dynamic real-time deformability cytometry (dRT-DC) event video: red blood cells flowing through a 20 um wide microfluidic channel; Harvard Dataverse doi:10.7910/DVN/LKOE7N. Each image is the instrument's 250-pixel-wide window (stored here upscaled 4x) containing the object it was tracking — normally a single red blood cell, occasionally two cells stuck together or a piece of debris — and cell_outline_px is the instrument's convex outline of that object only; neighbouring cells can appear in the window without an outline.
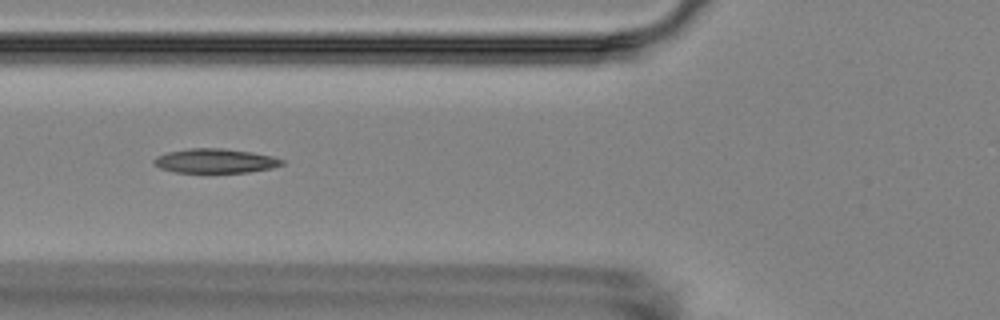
{"species": "Egyptian fruit bat (a non-hibernating species)", "species_latin": "Rousettus aegyptiacus", "temperature_condition": "room temperature", "stored_images_in_passage": 10, "camera_frame_rate_fps": 3000, "um_per_image_px": 0.085, "animal": {"sex": "female"}, "frame": {"image": 1, "passage_image": 5, "time_ms": 5.667, "image_size_px": [1000, 320], "cell_outline_px": [[284, 164], [272, 168], [248, 172], [176, 172], [160, 168], [152, 164], [152, 160], [156, 156], [168, 152], [188, 148], [224, 148], [252, 152], [272, 156], [284, 160]], "centroid_in_image_um": [18.28, 13.66], "position_along_channel_um": 107.5, "area_um2": 18.21}}
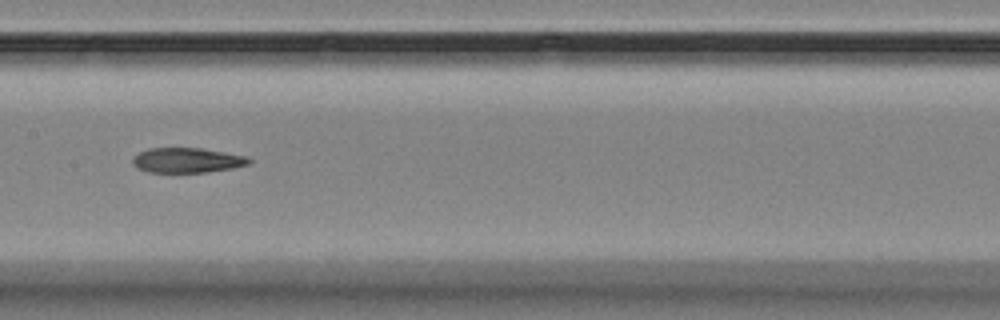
{"frame": {"image": 2, "passage_image": 7, "time_ms": 8.0, "image_size_px": [1000, 320], "cell_outline_px": [[252, 164], [232, 168], [208, 172], [148, 172], [136, 168], [132, 164], [132, 160], [140, 152], [148, 148], [200, 148], [248, 156], [252, 160]], "centroid_in_image_um": [15.94, 13.62], "position_along_channel_um": 191.5, "area_um2": 16.99}}
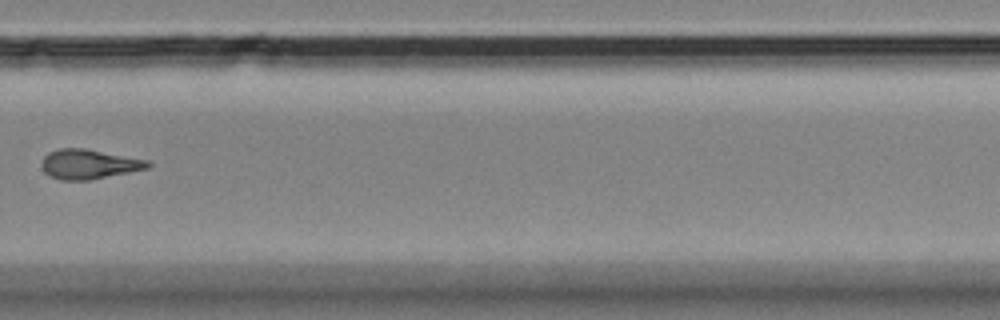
{"frame": {"image": 3, "passage_image": 10, "time_ms": 11.667, "image_size_px": [1000, 320], "cell_outline_px": [[152, 164], [148, 168], [88, 180], [60, 180], [44, 172], [40, 164], [40, 160], [48, 152], [60, 148], [84, 148], [148, 160]], "centroid_in_image_um": [7.51, 13.94], "position_along_channel_um": 322.3, "area_um2": 18.26}}